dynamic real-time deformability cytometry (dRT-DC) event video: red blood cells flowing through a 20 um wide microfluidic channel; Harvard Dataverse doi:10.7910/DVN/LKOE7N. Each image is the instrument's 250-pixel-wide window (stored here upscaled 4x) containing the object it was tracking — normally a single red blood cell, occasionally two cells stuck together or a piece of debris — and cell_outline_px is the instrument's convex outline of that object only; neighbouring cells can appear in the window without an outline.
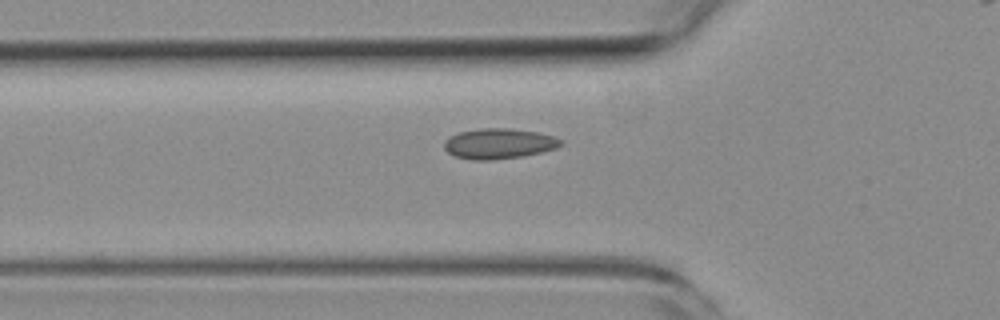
{"species": "common noctule bat (a hibernating species)", "species_latin": "Nyctalus noctula", "temperature_condition": "room temperature", "stored_images_in_passage": 5, "camera_frame_rate_fps": 3000, "um_per_image_px": 0.085, "animal": {"sex": "female", "body_mass_g": 19.3, "forearm_length_mm": 54.1}, "frame": {"image": 1, "passage_image": 4, "time_ms": 4.667, "image_size_px": [1000, 320], "cell_outline_px": [[564, 144], [556, 148], [524, 156], [492, 160], [472, 160], [456, 156], [448, 152], [444, 148], [444, 140], [448, 136], [460, 132], [480, 128], [508, 128], [540, 132], [564, 140]], "centroid_in_image_um": [42.42, 12.2], "position_along_channel_um": 83.4, "area_um2": 20.81}}